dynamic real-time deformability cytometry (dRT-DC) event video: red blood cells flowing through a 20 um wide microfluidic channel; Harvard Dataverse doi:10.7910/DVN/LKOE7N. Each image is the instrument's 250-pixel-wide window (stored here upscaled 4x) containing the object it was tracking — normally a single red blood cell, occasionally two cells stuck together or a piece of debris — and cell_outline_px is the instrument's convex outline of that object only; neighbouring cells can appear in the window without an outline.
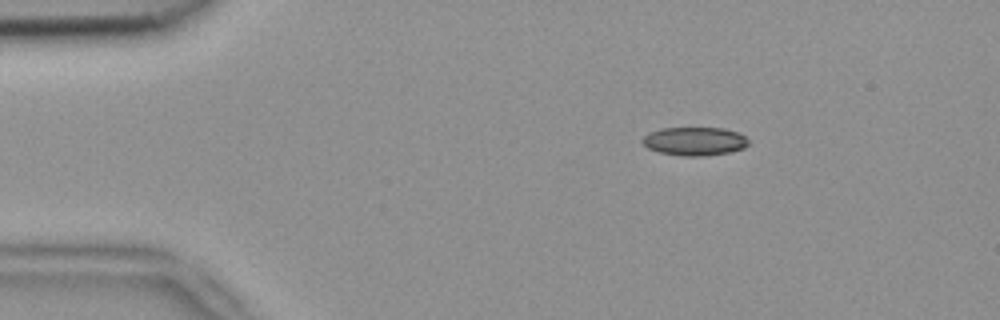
{"species": "common noctule bat (a hibernating species)", "species_latin": "Nyctalus noctula", "temperature_condition": "room temperature", "stored_images_in_passage": 2, "camera_frame_rate_fps": 3000, "um_per_image_px": 0.085, "animal": {"sex": "female", "body_mass_g": 18.4}, "frame": {"image": 1, "passage_image": 1, "time_ms": 0.0, "image_size_px": [1000, 320], "cell_outline_px": [[748, 144], [744, 148], [728, 152], [704, 156], [684, 156], [660, 152], [648, 148], [640, 140], [648, 132], [660, 128], [724, 128], [736, 132], [744, 136], [748, 140]], "centroid_in_image_um": [59.01, 12.0], "position_along_channel_um": 26.0, "area_um2": 17.51}}